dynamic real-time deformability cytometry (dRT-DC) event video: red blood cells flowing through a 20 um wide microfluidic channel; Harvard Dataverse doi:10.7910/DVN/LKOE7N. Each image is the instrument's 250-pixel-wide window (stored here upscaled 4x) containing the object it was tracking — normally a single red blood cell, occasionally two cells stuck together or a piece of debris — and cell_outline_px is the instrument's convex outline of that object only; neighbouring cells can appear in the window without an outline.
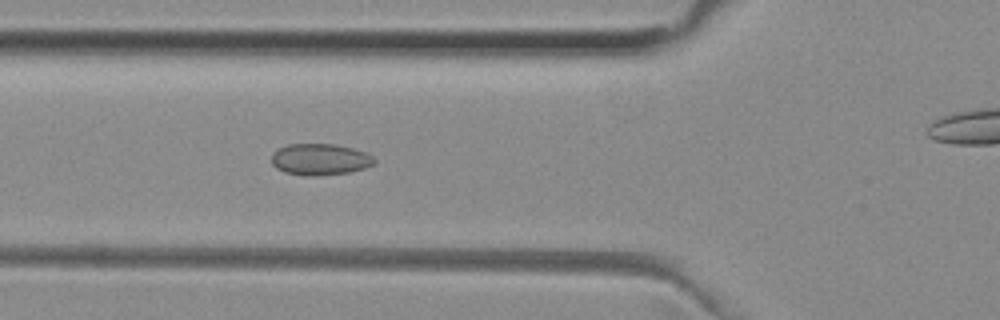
{"species": "common noctule bat (a hibernating species)", "species_latin": "Nyctalus noctula", "temperature_condition": "room temperature", "stored_images_in_passage": 39, "camera_frame_rate_fps": 3000, "um_per_image_px": 0.085, "animal": {"sex": "female", "body_mass_g": 29.2, "forearm_length_mm": 56.3}, "frame": {"image": 1, "passage_image": 7, "time_ms": 2.0, "image_size_px": [1000, 320], "cell_outline_px": [[376, 160], [372, 164], [364, 168], [348, 172], [312, 176], [304, 176], [284, 172], [276, 168], [272, 164], [272, 152], [276, 148], [288, 144], [336, 144], [352, 148], [364, 152], [372, 156]], "centroid_in_image_um": [27.14, 13.54], "position_along_channel_um": 98.7, "area_um2": 18.84}}
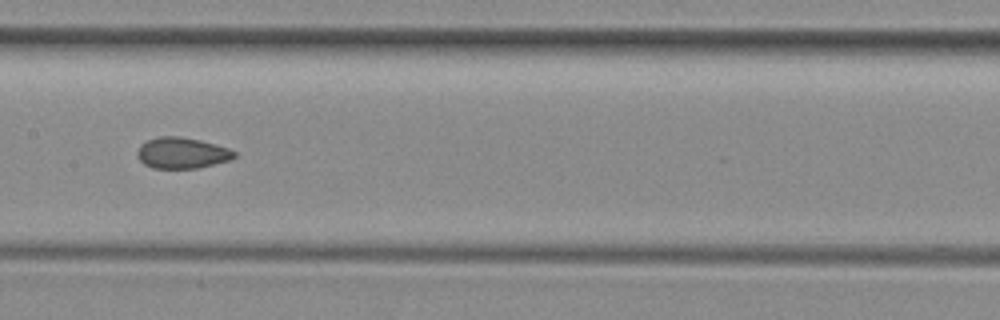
{"frame": {"image": 2, "passage_image": 14, "time_ms": 4.333, "image_size_px": [1000, 320], "cell_outline_px": [[236, 156], [228, 160], [196, 168], [152, 168], [144, 164], [136, 156], [136, 152], [140, 144], [148, 140], [160, 136], [180, 136], [200, 140], [228, 148], [236, 152]], "centroid_in_image_um": [15.42, 12.99], "position_along_channel_um": 192.0, "area_um2": 17.46}}
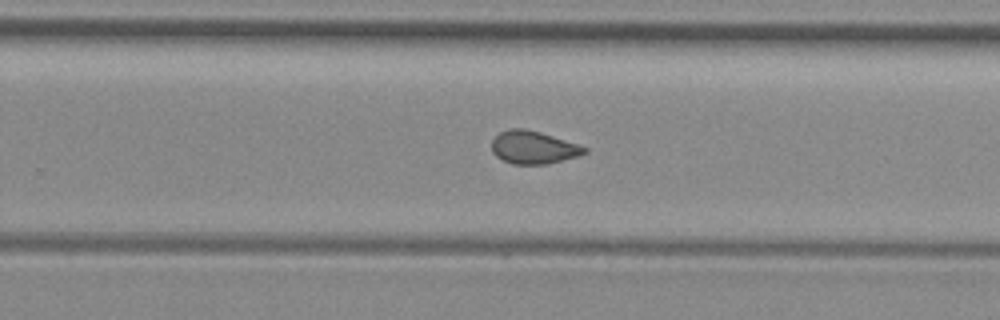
{"frame": {"image": 3, "passage_image": 21, "time_ms": 6.667, "image_size_px": [1000, 320], "cell_outline_px": [[588, 152], [576, 156], [548, 164], [512, 164], [496, 156], [492, 152], [492, 140], [500, 132], [512, 128], [524, 128], [540, 132], [588, 148]], "centroid_in_image_um": [45.31, 12.53], "position_along_channel_um": 284.5, "area_um2": 17.51}, "authors_computed_cell_mechanics": {"area_um2": 17.2822, "velocity_mm_per_s": 3.9747, "shape_relaxation_time_tau1_ms": null, "shape_relaxation_time_tau2_ms": 1.4872, "deformation_change_tau1": null, "deformation_change_tau2": 0.0737}}